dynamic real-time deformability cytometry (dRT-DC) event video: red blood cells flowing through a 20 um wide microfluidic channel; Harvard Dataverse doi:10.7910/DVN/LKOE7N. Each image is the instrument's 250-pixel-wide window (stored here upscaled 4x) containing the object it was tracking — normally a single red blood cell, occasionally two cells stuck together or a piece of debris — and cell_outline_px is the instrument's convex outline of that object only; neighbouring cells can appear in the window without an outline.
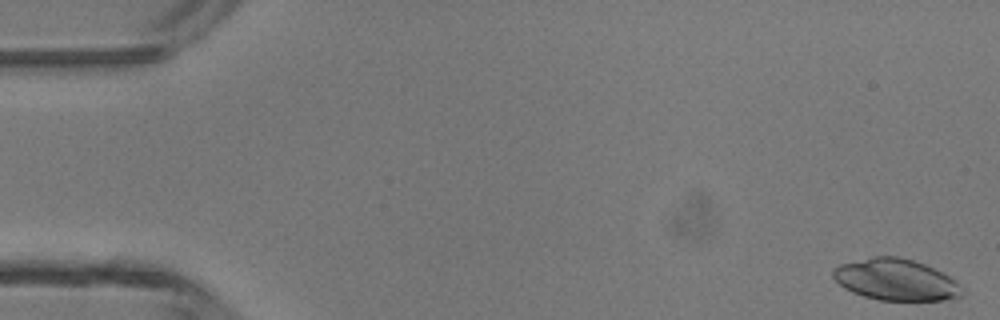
{"species": "common noctule bat (a hibernating species)", "species_latin": "Nyctalus noctula", "temperature_condition": "room temperature", "stored_images_in_passage": 5, "camera_frame_rate_fps": 3000, "um_per_image_px": 0.085, "animal": {"sex": "male", "body_mass_g": 13.3}, "frame": {"image": 1, "passage_image": 1, "time_ms": 0.0, "image_size_px": [1000, 320], "cell_outline_px": [[964, 292], [960, 296], [944, 300], [880, 300], [864, 296], [852, 292], [844, 288], [832, 276], [832, 268], [840, 264], [872, 256], [900, 256], [924, 264], [956, 280]], "centroid_in_image_um": [76.11, 23.77], "position_along_channel_um": 8.9, "area_um2": 31.04}}
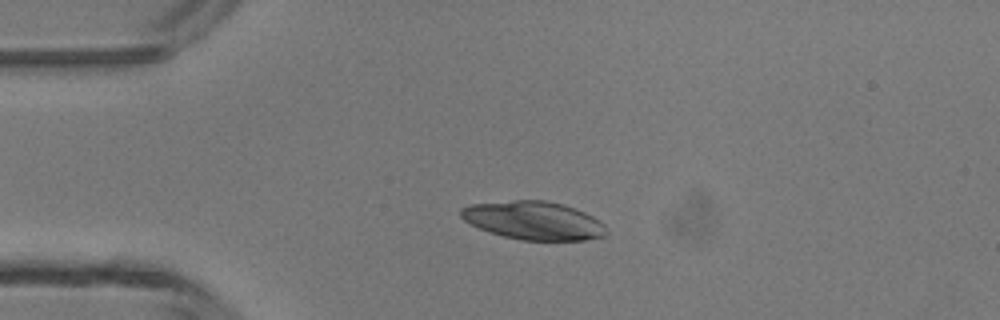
{"frame": {"image": 2, "passage_image": 4, "time_ms": 3.333, "image_size_px": [1000, 320], "cell_outline_px": [[608, 236], [584, 240], [520, 240], [504, 236], [480, 228], [464, 220], [460, 216], [460, 208], [472, 204], [516, 200], [544, 200], [564, 204], [584, 212], [600, 220], [604, 224], [608, 232]], "centroid_in_image_um": [45.41, 18.74], "position_along_channel_um": 39.6, "area_um2": 32.43}}